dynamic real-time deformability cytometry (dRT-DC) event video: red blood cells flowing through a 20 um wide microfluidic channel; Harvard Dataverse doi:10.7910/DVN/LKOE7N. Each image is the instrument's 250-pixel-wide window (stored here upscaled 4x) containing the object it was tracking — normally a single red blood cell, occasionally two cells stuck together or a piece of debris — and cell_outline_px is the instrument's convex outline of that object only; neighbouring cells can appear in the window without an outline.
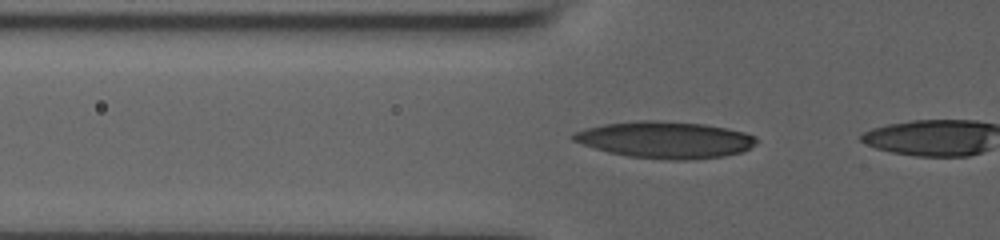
{"species": "human", "species_latin": "Homo sapiens", "temperature_condition": "room temperature", "stored_images_in_passage": 8, "camera_frame_rate_fps": 3000, "um_per_image_px": 0.085, "donor": {"sex": "male"}, "frame": {"image": 1, "passage_image": 7, "time_ms": 2.0, "image_size_px": [1000, 240], "cell_outline_px": [[760, 140], [756, 144], [740, 152], [724, 156], [688, 160], [672, 160], [628, 156], [608, 152], [572, 140], [568, 136], [576, 132], [588, 128], [604, 124], [636, 120], [656, 120], [704, 124], [744, 132], [756, 136]], "centroid_in_image_um": [56.56, 11.88], "position_along_channel_um": 69.2, "area_um2": 39.02}}